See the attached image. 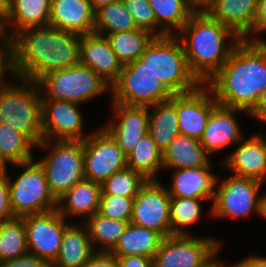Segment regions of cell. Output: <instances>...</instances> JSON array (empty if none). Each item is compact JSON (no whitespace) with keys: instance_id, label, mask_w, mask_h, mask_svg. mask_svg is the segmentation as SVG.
<instances>
[{"instance_id":"48","label":"cell","mask_w":266,"mask_h":267,"mask_svg":"<svg viewBox=\"0 0 266 267\" xmlns=\"http://www.w3.org/2000/svg\"><path fill=\"white\" fill-rule=\"evenodd\" d=\"M230 267H266V258L261 256L259 257L258 255L249 256L245 260L232 264Z\"/></svg>"},{"instance_id":"49","label":"cell","mask_w":266,"mask_h":267,"mask_svg":"<svg viewBox=\"0 0 266 267\" xmlns=\"http://www.w3.org/2000/svg\"><path fill=\"white\" fill-rule=\"evenodd\" d=\"M187 2L195 12H204L214 3V0H187Z\"/></svg>"},{"instance_id":"2","label":"cell","mask_w":266,"mask_h":267,"mask_svg":"<svg viewBox=\"0 0 266 267\" xmlns=\"http://www.w3.org/2000/svg\"><path fill=\"white\" fill-rule=\"evenodd\" d=\"M205 84L218 105L249 113L266 89V41L241 39Z\"/></svg>"},{"instance_id":"38","label":"cell","mask_w":266,"mask_h":267,"mask_svg":"<svg viewBox=\"0 0 266 267\" xmlns=\"http://www.w3.org/2000/svg\"><path fill=\"white\" fill-rule=\"evenodd\" d=\"M146 182L147 179L140 173L126 167L111 175L101 184V195H115L134 199Z\"/></svg>"},{"instance_id":"34","label":"cell","mask_w":266,"mask_h":267,"mask_svg":"<svg viewBox=\"0 0 266 267\" xmlns=\"http://www.w3.org/2000/svg\"><path fill=\"white\" fill-rule=\"evenodd\" d=\"M32 147H36L24 134L0 122V167L32 161Z\"/></svg>"},{"instance_id":"21","label":"cell","mask_w":266,"mask_h":267,"mask_svg":"<svg viewBox=\"0 0 266 267\" xmlns=\"http://www.w3.org/2000/svg\"><path fill=\"white\" fill-rule=\"evenodd\" d=\"M95 11L90 0H51L49 25L78 35L94 33Z\"/></svg>"},{"instance_id":"15","label":"cell","mask_w":266,"mask_h":267,"mask_svg":"<svg viewBox=\"0 0 266 267\" xmlns=\"http://www.w3.org/2000/svg\"><path fill=\"white\" fill-rule=\"evenodd\" d=\"M78 106L79 103L42 99L43 140L84 141L91 133L83 131V115Z\"/></svg>"},{"instance_id":"8","label":"cell","mask_w":266,"mask_h":267,"mask_svg":"<svg viewBox=\"0 0 266 267\" xmlns=\"http://www.w3.org/2000/svg\"><path fill=\"white\" fill-rule=\"evenodd\" d=\"M25 170L12 181L8 176L10 204L15 217L57 209V200L51 194L46 173L38 161L15 164Z\"/></svg>"},{"instance_id":"40","label":"cell","mask_w":266,"mask_h":267,"mask_svg":"<svg viewBox=\"0 0 266 267\" xmlns=\"http://www.w3.org/2000/svg\"><path fill=\"white\" fill-rule=\"evenodd\" d=\"M126 9L131 13L138 29L151 32L160 37V30L156 29V20L153 8L148 0H123Z\"/></svg>"},{"instance_id":"11","label":"cell","mask_w":266,"mask_h":267,"mask_svg":"<svg viewBox=\"0 0 266 267\" xmlns=\"http://www.w3.org/2000/svg\"><path fill=\"white\" fill-rule=\"evenodd\" d=\"M220 246L210 236L171 235L160 243L153 267H207L216 259Z\"/></svg>"},{"instance_id":"10","label":"cell","mask_w":266,"mask_h":267,"mask_svg":"<svg viewBox=\"0 0 266 267\" xmlns=\"http://www.w3.org/2000/svg\"><path fill=\"white\" fill-rule=\"evenodd\" d=\"M216 182L215 198L211 213L216 217H247L251 212L264 217L265 193L259 195L262 182L231 175L219 183ZM218 183L220 184L218 186Z\"/></svg>"},{"instance_id":"18","label":"cell","mask_w":266,"mask_h":267,"mask_svg":"<svg viewBox=\"0 0 266 267\" xmlns=\"http://www.w3.org/2000/svg\"><path fill=\"white\" fill-rule=\"evenodd\" d=\"M79 57L80 64L91 68L110 86L117 81L123 67L106 36L96 33L81 35Z\"/></svg>"},{"instance_id":"35","label":"cell","mask_w":266,"mask_h":267,"mask_svg":"<svg viewBox=\"0 0 266 267\" xmlns=\"http://www.w3.org/2000/svg\"><path fill=\"white\" fill-rule=\"evenodd\" d=\"M138 29L123 0L112 2L95 11L94 33L107 34Z\"/></svg>"},{"instance_id":"29","label":"cell","mask_w":266,"mask_h":267,"mask_svg":"<svg viewBox=\"0 0 266 267\" xmlns=\"http://www.w3.org/2000/svg\"><path fill=\"white\" fill-rule=\"evenodd\" d=\"M162 240L163 237L156 231L129 223L111 253L115 257L137 255L153 259Z\"/></svg>"},{"instance_id":"46","label":"cell","mask_w":266,"mask_h":267,"mask_svg":"<svg viewBox=\"0 0 266 267\" xmlns=\"http://www.w3.org/2000/svg\"><path fill=\"white\" fill-rule=\"evenodd\" d=\"M118 267H153V259L145 256L130 255L116 257Z\"/></svg>"},{"instance_id":"4","label":"cell","mask_w":266,"mask_h":267,"mask_svg":"<svg viewBox=\"0 0 266 267\" xmlns=\"http://www.w3.org/2000/svg\"><path fill=\"white\" fill-rule=\"evenodd\" d=\"M139 59L173 94L194 91L202 84L190 71L176 35L155 37Z\"/></svg>"},{"instance_id":"5","label":"cell","mask_w":266,"mask_h":267,"mask_svg":"<svg viewBox=\"0 0 266 267\" xmlns=\"http://www.w3.org/2000/svg\"><path fill=\"white\" fill-rule=\"evenodd\" d=\"M20 80L0 89V122L24 134L36 147L43 141L42 98L37 82Z\"/></svg>"},{"instance_id":"22","label":"cell","mask_w":266,"mask_h":267,"mask_svg":"<svg viewBox=\"0 0 266 267\" xmlns=\"http://www.w3.org/2000/svg\"><path fill=\"white\" fill-rule=\"evenodd\" d=\"M241 142V143H240ZM234 152L228 154L223 165L228 167L233 176L251 178L266 183V155L261 141L251 135L248 139L239 141Z\"/></svg>"},{"instance_id":"39","label":"cell","mask_w":266,"mask_h":267,"mask_svg":"<svg viewBox=\"0 0 266 267\" xmlns=\"http://www.w3.org/2000/svg\"><path fill=\"white\" fill-rule=\"evenodd\" d=\"M133 198L101 195L98 213L104 217L130 222L133 213Z\"/></svg>"},{"instance_id":"44","label":"cell","mask_w":266,"mask_h":267,"mask_svg":"<svg viewBox=\"0 0 266 267\" xmlns=\"http://www.w3.org/2000/svg\"><path fill=\"white\" fill-rule=\"evenodd\" d=\"M82 267H118V262L112 253L95 252Z\"/></svg>"},{"instance_id":"47","label":"cell","mask_w":266,"mask_h":267,"mask_svg":"<svg viewBox=\"0 0 266 267\" xmlns=\"http://www.w3.org/2000/svg\"><path fill=\"white\" fill-rule=\"evenodd\" d=\"M266 115V89L260 94L254 108L248 113L249 117L260 121Z\"/></svg>"},{"instance_id":"16","label":"cell","mask_w":266,"mask_h":267,"mask_svg":"<svg viewBox=\"0 0 266 267\" xmlns=\"http://www.w3.org/2000/svg\"><path fill=\"white\" fill-rule=\"evenodd\" d=\"M111 104L115 122L110 120L103 128L127 156L138 141L148 134L149 106L126 105L113 101Z\"/></svg>"},{"instance_id":"6","label":"cell","mask_w":266,"mask_h":267,"mask_svg":"<svg viewBox=\"0 0 266 267\" xmlns=\"http://www.w3.org/2000/svg\"><path fill=\"white\" fill-rule=\"evenodd\" d=\"M50 146L51 151L37 161L44 168L51 194L58 200L75 184L85 179L84 141L43 140L37 147L47 150Z\"/></svg>"},{"instance_id":"25","label":"cell","mask_w":266,"mask_h":267,"mask_svg":"<svg viewBox=\"0 0 266 267\" xmlns=\"http://www.w3.org/2000/svg\"><path fill=\"white\" fill-rule=\"evenodd\" d=\"M50 13L51 0H10L9 16L4 23L7 38L10 40L27 28L48 26ZM8 25L12 27L6 32Z\"/></svg>"},{"instance_id":"31","label":"cell","mask_w":266,"mask_h":267,"mask_svg":"<svg viewBox=\"0 0 266 267\" xmlns=\"http://www.w3.org/2000/svg\"><path fill=\"white\" fill-rule=\"evenodd\" d=\"M126 158L128 168L147 180H158L157 173L163 168V153L149 134L138 141Z\"/></svg>"},{"instance_id":"27","label":"cell","mask_w":266,"mask_h":267,"mask_svg":"<svg viewBox=\"0 0 266 267\" xmlns=\"http://www.w3.org/2000/svg\"><path fill=\"white\" fill-rule=\"evenodd\" d=\"M211 166L209 154L201 142L186 135H177L163 152V169H187Z\"/></svg>"},{"instance_id":"32","label":"cell","mask_w":266,"mask_h":267,"mask_svg":"<svg viewBox=\"0 0 266 267\" xmlns=\"http://www.w3.org/2000/svg\"><path fill=\"white\" fill-rule=\"evenodd\" d=\"M130 222L104 217L98 212L87 218L84 224L88 230L90 241L94 245H102L96 252L111 253Z\"/></svg>"},{"instance_id":"45","label":"cell","mask_w":266,"mask_h":267,"mask_svg":"<svg viewBox=\"0 0 266 267\" xmlns=\"http://www.w3.org/2000/svg\"><path fill=\"white\" fill-rule=\"evenodd\" d=\"M266 32V0H258L256 16L254 20V41H263L258 35Z\"/></svg>"},{"instance_id":"54","label":"cell","mask_w":266,"mask_h":267,"mask_svg":"<svg viewBox=\"0 0 266 267\" xmlns=\"http://www.w3.org/2000/svg\"><path fill=\"white\" fill-rule=\"evenodd\" d=\"M207 267H226V265H225L224 263L222 264L221 261L215 259V260H214L209 266H207Z\"/></svg>"},{"instance_id":"3","label":"cell","mask_w":266,"mask_h":267,"mask_svg":"<svg viewBox=\"0 0 266 267\" xmlns=\"http://www.w3.org/2000/svg\"><path fill=\"white\" fill-rule=\"evenodd\" d=\"M176 36L183 45L190 71L202 84L224 65L242 39L206 11L194 12ZM228 39L232 45H227Z\"/></svg>"},{"instance_id":"53","label":"cell","mask_w":266,"mask_h":267,"mask_svg":"<svg viewBox=\"0 0 266 267\" xmlns=\"http://www.w3.org/2000/svg\"><path fill=\"white\" fill-rule=\"evenodd\" d=\"M260 141H261V144L263 146V150H264V153L266 155V136H262L260 134H254Z\"/></svg>"},{"instance_id":"13","label":"cell","mask_w":266,"mask_h":267,"mask_svg":"<svg viewBox=\"0 0 266 267\" xmlns=\"http://www.w3.org/2000/svg\"><path fill=\"white\" fill-rule=\"evenodd\" d=\"M22 218L26 227L28 254L52 265L59 255L64 230L69 224L57 209Z\"/></svg>"},{"instance_id":"37","label":"cell","mask_w":266,"mask_h":267,"mask_svg":"<svg viewBox=\"0 0 266 267\" xmlns=\"http://www.w3.org/2000/svg\"><path fill=\"white\" fill-rule=\"evenodd\" d=\"M207 199L174 198L170 199L171 235H189L184 227L192 225L200 218L201 201ZM184 228V229H183ZM183 229V230H182Z\"/></svg>"},{"instance_id":"55","label":"cell","mask_w":266,"mask_h":267,"mask_svg":"<svg viewBox=\"0 0 266 267\" xmlns=\"http://www.w3.org/2000/svg\"><path fill=\"white\" fill-rule=\"evenodd\" d=\"M266 219V194H265V200H264V217L263 219Z\"/></svg>"},{"instance_id":"24","label":"cell","mask_w":266,"mask_h":267,"mask_svg":"<svg viewBox=\"0 0 266 267\" xmlns=\"http://www.w3.org/2000/svg\"><path fill=\"white\" fill-rule=\"evenodd\" d=\"M101 194V184L84 179L57 200V210L64 218H90L99 211Z\"/></svg>"},{"instance_id":"28","label":"cell","mask_w":266,"mask_h":267,"mask_svg":"<svg viewBox=\"0 0 266 267\" xmlns=\"http://www.w3.org/2000/svg\"><path fill=\"white\" fill-rule=\"evenodd\" d=\"M151 110V111H150ZM148 134L163 153L180 134L177 116V94L168 101L149 106Z\"/></svg>"},{"instance_id":"43","label":"cell","mask_w":266,"mask_h":267,"mask_svg":"<svg viewBox=\"0 0 266 267\" xmlns=\"http://www.w3.org/2000/svg\"><path fill=\"white\" fill-rule=\"evenodd\" d=\"M48 264L41 258L26 254L20 258L0 263V267H47Z\"/></svg>"},{"instance_id":"33","label":"cell","mask_w":266,"mask_h":267,"mask_svg":"<svg viewBox=\"0 0 266 267\" xmlns=\"http://www.w3.org/2000/svg\"><path fill=\"white\" fill-rule=\"evenodd\" d=\"M155 37L154 34L143 29L106 35L122 66L137 60Z\"/></svg>"},{"instance_id":"20","label":"cell","mask_w":266,"mask_h":267,"mask_svg":"<svg viewBox=\"0 0 266 267\" xmlns=\"http://www.w3.org/2000/svg\"><path fill=\"white\" fill-rule=\"evenodd\" d=\"M258 0H214L206 12L231 28L240 38L254 41V20Z\"/></svg>"},{"instance_id":"50","label":"cell","mask_w":266,"mask_h":267,"mask_svg":"<svg viewBox=\"0 0 266 267\" xmlns=\"http://www.w3.org/2000/svg\"><path fill=\"white\" fill-rule=\"evenodd\" d=\"M10 0H0V21L4 24L9 16Z\"/></svg>"},{"instance_id":"14","label":"cell","mask_w":266,"mask_h":267,"mask_svg":"<svg viewBox=\"0 0 266 267\" xmlns=\"http://www.w3.org/2000/svg\"><path fill=\"white\" fill-rule=\"evenodd\" d=\"M161 180H147L134 198L130 223L171 236L170 195Z\"/></svg>"},{"instance_id":"23","label":"cell","mask_w":266,"mask_h":267,"mask_svg":"<svg viewBox=\"0 0 266 267\" xmlns=\"http://www.w3.org/2000/svg\"><path fill=\"white\" fill-rule=\"evenodd\" d=\"M211 166L200 168L174 169L172 185L167 188L170 197L174 198H215L218 175H214Z\"/></svg>"},{"instance_id":"41","label":"cell","mask_w":266,"mask_h":267,"mask_svg":"<svg viewBox=\"0 0 266 267\" xmlns=\"http://www.w3.org/2000/svg\"><path fill=\"white\" fill-rule=\"evenodd\" d=\"M7 172V166L0 170V221H8L16 218L10 204Z\"/></svg>"},{"instance_id":"51","label":"cell","mask_w":266,"mask_h":267,"mask_svg":"<svg viewBox=\"0 0 266 267\" xmlns=\"http://www.w3.org/2000/svg\"><path fill=\"white\" fill-rule=\"evenodd\" d=\"M115 1H118V0H90L94 11H96L100 7L108 5V4L115 2Z\"/></svg>"},{"instance_id":"19","label":"cell","mask_w":266,"mask_h":267,"mask_svg":"<svg viewBox=\"0 0 266 267\" xmlns=\"http://www.w3.org/2000/svg\"><path fill=\"white\" fill-rule=\"evenodd\" d=\"M239 112H244L248 116L246 111L221 105H217L212 110L203 135L199 140L210 156L228 145L243 140V132L235 118V114Z\"/></svg>"},{"instance_id":"9","label":"cell","mask_w":266,"mask_h":267,"mask_svg":"<svg viewBox=\"0 0 266 267\" xmlns=\"http://www.w3.org/2000/svg\"><path fill=\"white\" fill-rule=\"evenodd\" d=\"M113 102L126 105L152 106L168 101L174 95L138 58L124 65L111 86Z\"/></svg>"},{"instance_id":"7","label":"cell","mask_w":266,"mask_h":267,"mask_svg":"<svg viewBox=\"0 0 266 267\" xmlns=\"http://www.w3.org/2000/svg\"><path fill=\"white\" fill-rule=\"evenodd\" d=\"M42 99L63 100L73 103L93 99L111 86L88 66L77 64L73 67L55 70L44 75L38 82Z\"/></svg>"},{"instance_id":"36","label":"cell","mask_w":266,"mask_h":267,"mask_svg":"<svg viewBox=\"0 0 266 267\" xmlns=\"http://www.w3.org/2000/svg\"><path fill=\"white\" fill-rule=\"evenodd\" d=\"M28 254L24 219L0 221V263Z\"/></svg>"},{"instance_id":"52","label":"cell","mask_w":266,"mask_h":267,"mask_svg":"<svg viewBox=\"0 0 266 267\" xmlns=\"http://www.w3.org/2000/svg\"><path fill=\"white\" fill-rule=\"evenodd\" d=\"M7 36L5 33L4 24L0 21V46L2 43H4L7 40Z\"/></svg>"},{"instance_id":"42","label":"cell","mask_w":266,"mask_h":267,"mask_svg":"<svg viewBox=\"0 0 266 267\" xmlns=\"http://www.w3.org/2000/svg\"><path fill=\"white\" fill-rule=\"evenodd\" d=\"M8 72L14 76L12 67V48L11 42L7 39L0 46V89L5 87L9 82H6L5 76ZM4 80V81H3Z\"/></svg>"},{"instance_id":"56","label":"cell","mask_w":266,"mask_h":267,"mask_svg":"<svg viewBox=\"0 0 266 267\" xmlns=\"http://www.w3.org/2000/svg\"><path fill=\"white\" fill-rule=\"evenodd\" d=\"M262 123H266V115L260 120Z\"/></svg>"},{"instance_id":"26","label":"cell","mask_w":266,"mask_h":267,"mask_svg":"<svg viewBox=\"0 0 266 267\" xmlns=\"http://www.w3.org/2000/svg\"><path fill=\"white\" fill-rule=\"evenodd\" d=\"M96 249L90 241L86 225L71 224L65 228L59 255L53 267H82Z\"/></svg>"},{"instance_id":"17","label":"cell","mask_w":266,"mask_h":267,"mask_svg":"<svg viewBox=\"0 0 266 267\" xmlns=\"http://www.w3.org/2000/svg\"><path fill=\"white\" fill-rule=\"evenodd\" d=\"M217 105L211 89L206 84H201L194 91L177 94L180 134L200 140L210 114Z\"/></svg>"},{"instance_id":"30","label":"cell","mask_w":266,"mask_h":267,"mask_svg":"<svg viewBox=\"0 0 266 267\" xmlns=\"http://www.w3.org/2000/svg\"><path fill=\"white\" fill-rule=\"evenodd\" d=\"M160 36L176 35L195 12L187 0H148Z\"/></svg>"},{"instance_id":"12","label":"cell","mask_w":266,"mask_h":267,"mask_svg":"<svg viewBox=\"0 0 266 267\" xmlns=\"http://www.w3.org/2000/svg\"><path fill=\"white\" fill-rule=\"evenodd\" d=\"M126 167V155L103 127L91 132L84 140L85 179L102 184Z\"/></svg>"},{"instance_id":"1","label":"cell","mask_w":266,"mask_h":267,"mask_svg":"<svg viewBox=\"0 0 266 267\" xmlns=\"http://www.w3.org/2000/svg\"><path fill=\"white\" fill-rule=\"evenodd\" d=\"M81 35L50 25L24 29L11 39L14 77L38 82L44 75L80 63Z\"/></svg>"}]
</instances>
